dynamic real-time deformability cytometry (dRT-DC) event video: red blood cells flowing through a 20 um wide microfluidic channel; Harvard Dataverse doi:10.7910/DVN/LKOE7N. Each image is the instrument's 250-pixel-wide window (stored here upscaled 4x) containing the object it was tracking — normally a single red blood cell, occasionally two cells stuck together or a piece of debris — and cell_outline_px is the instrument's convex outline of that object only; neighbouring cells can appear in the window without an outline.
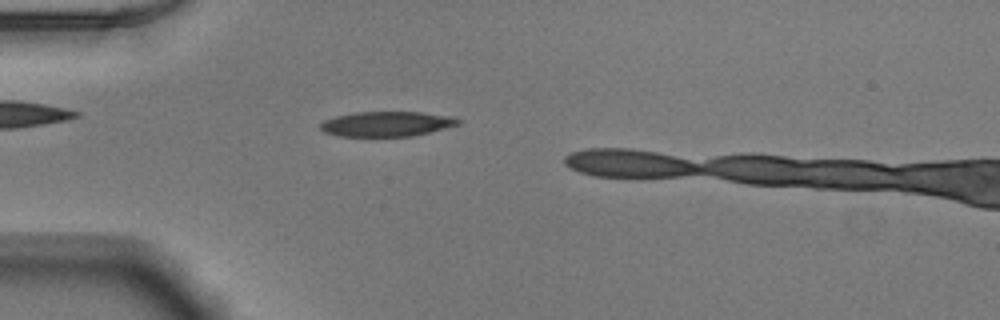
{"species": "Egyptian fruit bat (a non-hibernating species)", "species_latin": "Rousettus aegyptiacus", "temperature_condition": "warm", "stored_images_in_passage": 17, "camera_frame_rate_fps": 3000, "um_per_image_px": 0.085, "animal": {"sex": "male"}, "frame": {"image": 1, "passage_image": 12, "time_ms": 3.667, "image_size_px": [1000, 320], "cell_outline_px": [[460, 124], [412, 136], [336, 136], [324, 132], [320, 128], [320, 124], [324, 120], [336, 116], [356, 112], [420, 112], [452, 116], [460, 120]], "centroid_in_image_um": [32.84, 10.53], "position_along_channel_um": 52.2, "area_um2": 19.94}}